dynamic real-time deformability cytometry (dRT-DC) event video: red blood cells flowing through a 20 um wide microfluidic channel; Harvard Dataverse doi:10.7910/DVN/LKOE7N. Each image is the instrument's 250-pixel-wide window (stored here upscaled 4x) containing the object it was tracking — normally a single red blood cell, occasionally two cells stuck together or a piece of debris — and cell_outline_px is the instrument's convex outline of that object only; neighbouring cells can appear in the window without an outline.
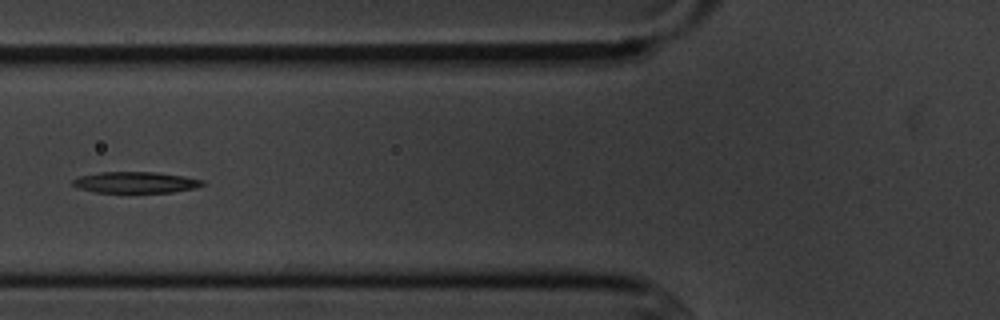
{"species": "common noctule bat (a hibernating species)", "species_latin": "Nyctalus noctula", "temperature_condition": "cold", "stored_images_in_passage": 6, "camera_frame_rate_fps": 3000, "um_per_image_px": 0.085, "animal": {"sex": "male", "body_mass_g": 20.1, "forearm_length_mm": 53.5}, "frame": {"image": 1, "passage_image": 6, "time_ms": 5.667, "image_size_px": [1000, 320], "cell_outline_px": [[204, 184], [196, 188], [172, 192], [96, 192], [80, 188], [72, 184], [72, 180], [80, 176], [100, 172], [156, 172], [184, 176], [204, 180]], "centroid_in_image_um": [11.55, 15.49], "position_along_channel_um": 114.2, "area_um2": 15.9}}